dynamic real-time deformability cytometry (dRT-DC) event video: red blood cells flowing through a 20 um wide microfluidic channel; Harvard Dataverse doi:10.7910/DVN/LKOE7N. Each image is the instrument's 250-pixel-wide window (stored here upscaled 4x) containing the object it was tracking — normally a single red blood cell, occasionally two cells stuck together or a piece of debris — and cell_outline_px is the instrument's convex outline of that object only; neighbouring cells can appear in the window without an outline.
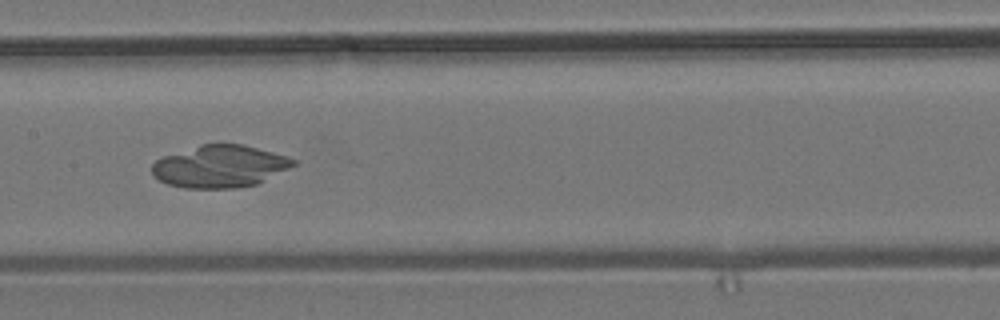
{"species": "common noctule bat (a hibernating species)", "species_latin": "Nyctalus noctula", "temperature_condition": "room temperature", "stored_images_in_passage": 10, "camera_frame_rate_fps": 3000, "um_per_image_px": 0.085, "animal": {"sex": "male", "body_mass_g": 19.2, "forearm_length_mm": 51.8}, "frame": {"image": 1, "passage_image": 7, "time_ms": 2.0, "image_size_px": [1000, 320], "cell_outline_px": [[296, 164], [256, 184], [236, 188], [184, 188], [168, 184], [160, 180], [152, 172], [152, 164], [156, 160], [164, 156], [200, 144], [244, 144], [272, 152], [296, 160]], "centroid_in_image_um": [18.66, 14.14], "position_along_channel_um": 188.7, "area_um2": 34.39}}
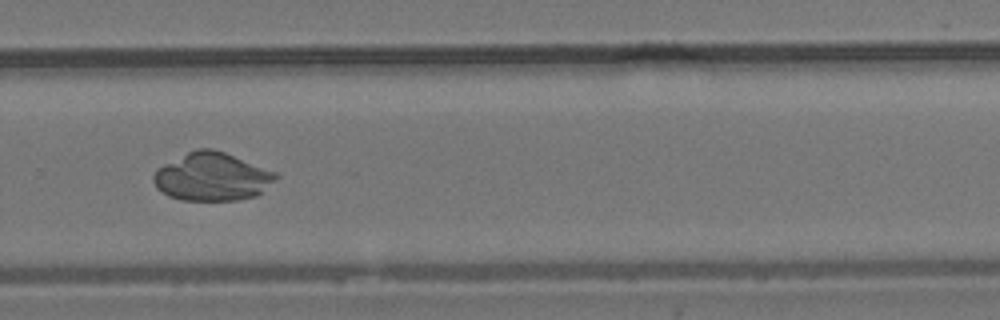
{"frame": {"image": 2, "passage_image": 10, "time_ms": 3.0, "image_size_px": [1000, 320], "cell_outline_px": [[280, 176], [276, 180], [256, 196], [236, 200], [180, 200], [168, 196], [156, 188], [152, 180], [152, 176], [156, 168], [196, 148], [212, 148], [224, 152], [276, 172]], "centroid_in_image_um": [18.0, 15.03], "position_along_channel_um": 311.8, "area_um2": 34.33}}